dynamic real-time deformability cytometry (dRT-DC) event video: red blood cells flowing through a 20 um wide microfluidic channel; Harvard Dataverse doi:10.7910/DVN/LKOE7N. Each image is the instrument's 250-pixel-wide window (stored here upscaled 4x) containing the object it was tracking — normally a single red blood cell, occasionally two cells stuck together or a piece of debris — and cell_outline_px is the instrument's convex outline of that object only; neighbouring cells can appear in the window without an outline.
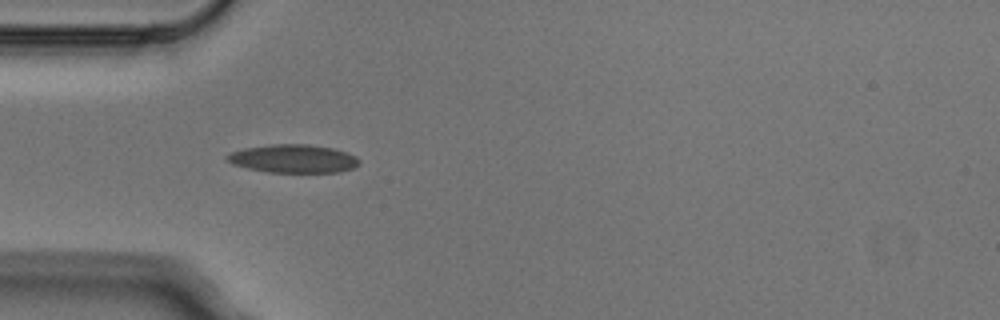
{"species": "Egyptian fruit bat (a non-hibernating species)", "species_latin": "Rousettus aegyptiacus", "temperature_condition": "cold", "stored_images_in_passage": 5, "camera_frame_rate_fps": 3000, "um_per_image_px": 0.085, "animal": {"sex": "male"}, "frame": {"image": 1, "passage_image": 4, "time_ms": 1.0, "image_size_px": [1000, 320], "cell_outline_px": [[360, 164], [352, 168], [340, 172], [268, 172], [248, 168], [232, 164], [224, 156], [232, 152], [244, 148], [272, 144], [308, 144], [332, 148], [348, 152], [356, 156], [360, 160]], "centroid_in_image_um": [24.96, 13.48], "position_along_channel_um": 60.0, "area_um2": 21.79}}
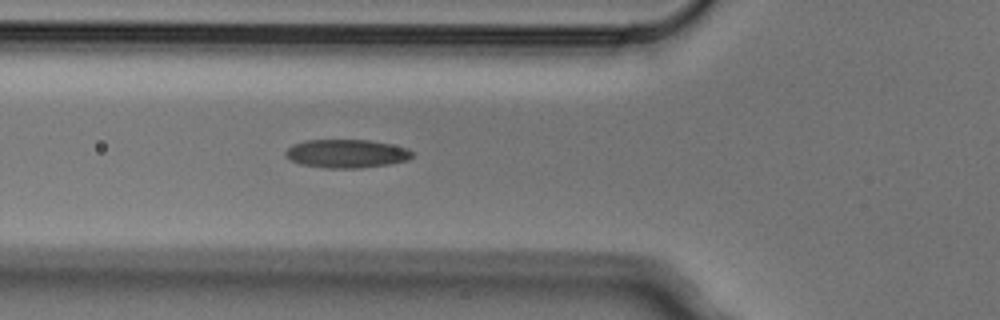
{"frame": {"image": 2, "passage_image": 5, "time_ms": 1.333, "image_size_px": [1000, 320], "cell_outline_px": [[412, 156], [408, 160], [388, 164], [360, 168], [324, 168], [300, 164], [284, 156], [284, 152], [292, 144], [304, 140], [368, 140], [408, 148], [412, 152]], "centroid_in_image_um": [29.41, 13.06], "position_along_channel_um": 96.4, "area_um2": 20.98}}